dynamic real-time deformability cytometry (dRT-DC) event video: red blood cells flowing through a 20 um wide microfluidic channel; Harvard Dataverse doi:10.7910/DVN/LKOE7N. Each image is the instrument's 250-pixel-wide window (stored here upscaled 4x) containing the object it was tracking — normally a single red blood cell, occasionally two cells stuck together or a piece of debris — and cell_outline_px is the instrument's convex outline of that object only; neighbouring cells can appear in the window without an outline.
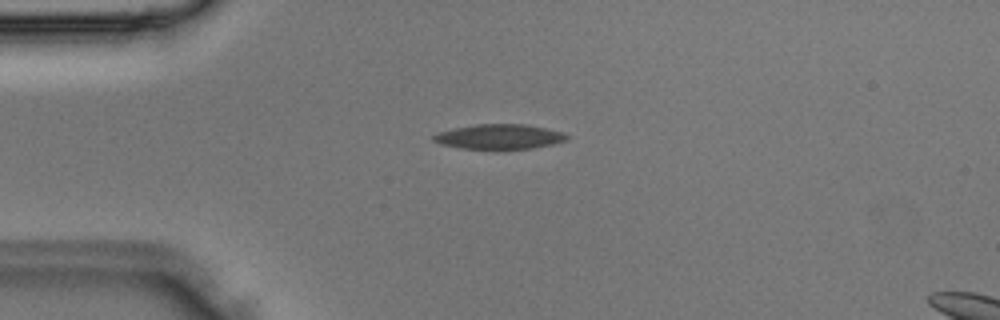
{"species": "Egyptian fruit bat (a non-hibernating species)", "species_latin": "Rousettus aegyptiacus", "temperature_condition": "room temperature", "stored_images_in_passage": 2, "camera_frame_rate_fps": 3000, "um_per_image_px": 0.085, "animal": {"sex": "male"}, "frame": {"image": 1, "passage_image": 1, "time_ms": 0.0, "image_size_px": [1000, 320], "cell_outline_px": [[568, 140], [552, 144], [532, 148], [496, 152], [460, 148], [440, 144], [432, 140], [432, 136], [440, 132], [452, 128], [476, 124], [524, 124], [564, 132], [568, 136]], "centroid_in_image_um": [42.42, 11.66], "position_along_channel_um": 42.6, "area_um2": 20.11}}